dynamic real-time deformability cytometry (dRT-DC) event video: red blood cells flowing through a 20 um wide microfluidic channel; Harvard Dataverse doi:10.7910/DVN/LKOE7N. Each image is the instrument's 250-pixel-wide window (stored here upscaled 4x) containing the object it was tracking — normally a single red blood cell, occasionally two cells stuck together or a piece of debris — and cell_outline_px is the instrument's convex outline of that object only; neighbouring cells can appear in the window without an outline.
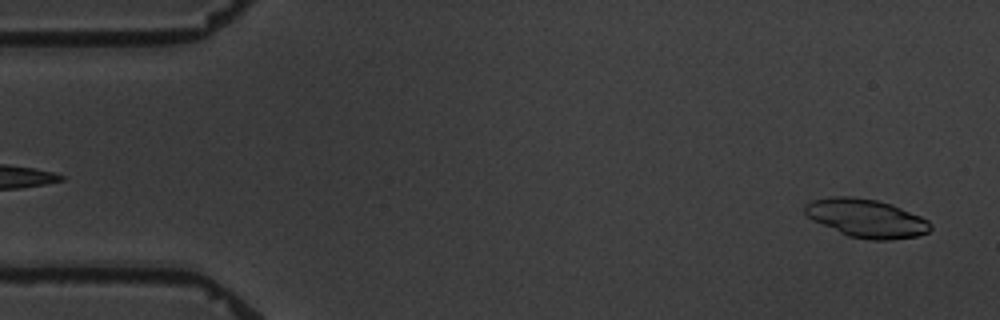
{"species": "common noctule bat (a hibernating species)", "species_latin": "Nyctalus noctula", "temperature_condition": "warm", "stored_images_in_passage": 6, "segment_of_instrument_passage": [2, 2], "camera_frame_rate_fps": 3000, "um_per_image_px": 0.085, "animal": {"sex": "male", "body_mass_g": 19.5, "forearm_length_mm": 54.6}, "frame": {"image": 1, "passage_image": 6, "time_ms": 6.0, "image_size_px": [1000, 320], "cell_outline_px": [[932, 228], [928, 232], [916, 236], [888, 240], [868, 240], [848, 236], [812, 220], [804, 212], [804, 204], [812, 200], [832, 196], [848, 196], [876, 200], [892, 204], [920, 216], [928, 220], [932, 224]], "centroid_in_image_um": [73.63, 18.55], "position_along_channel_um": 11.4, "area_um2": 28.09}}